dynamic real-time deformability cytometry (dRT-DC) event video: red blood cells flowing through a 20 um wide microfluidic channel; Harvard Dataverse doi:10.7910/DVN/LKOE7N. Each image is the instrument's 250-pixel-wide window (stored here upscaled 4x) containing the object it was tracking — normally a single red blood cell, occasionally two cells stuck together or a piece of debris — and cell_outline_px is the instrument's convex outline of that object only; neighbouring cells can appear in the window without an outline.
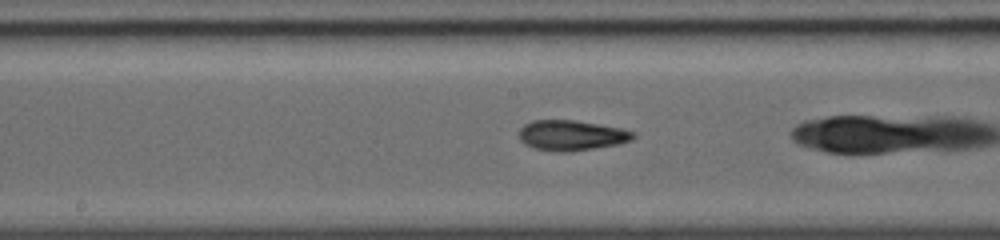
{"species": "common noctule bat (a hibernating species)", "species_latin": "Nyctalus noctula", "temperature_condition": "warm", "stored_images_in_passage": 11, "camera_frame_rate_fps": 5000, "um_per_image_px": 0.085, "animal": {"sex": "female", "body_mass_g": 19.0, "forearm_length_mm": 56.7}, "frame": {"image": 1, "passage_image": 8, "time_ms": 3.0, "image_size_px": [1000, 240], "cell_outline_px": [[636, 136], [632, 140], [620, 144], [568, 152], [556, 152], [532, 148], [524, 144], [520, 140], [520, 128], [524, 124], [532, 120], [572, 120], [620, 128], [636, 132]], "centroid_in_image_um": [48.57, 11.51], "position_along_channel_um": 199.6, "area_um2": 20.23}}